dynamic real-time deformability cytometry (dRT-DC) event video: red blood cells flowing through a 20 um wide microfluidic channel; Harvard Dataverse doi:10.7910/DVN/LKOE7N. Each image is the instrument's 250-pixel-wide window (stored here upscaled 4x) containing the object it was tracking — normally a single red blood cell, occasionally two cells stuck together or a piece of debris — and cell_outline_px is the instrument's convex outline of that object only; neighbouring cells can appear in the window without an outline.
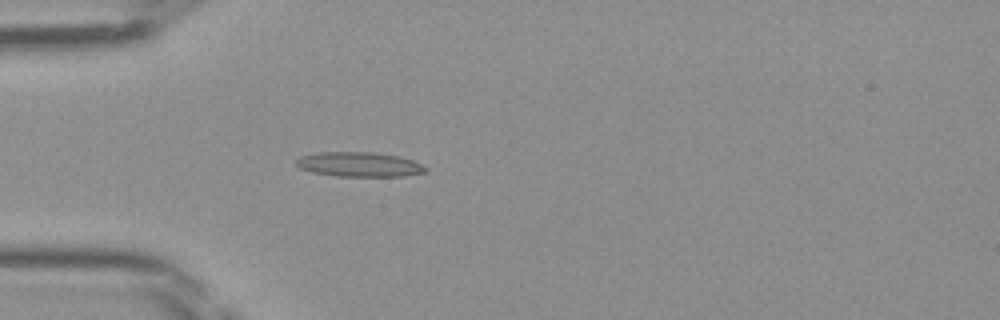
{"species": "Egyptian fruit bat (a non-hibernating species)", "species_latin": "Rousettus aegyptiacus", "temperature_condition": "room temperature", "stored_images_in_passage": 46, "camera_frame_rate_fps": 3000, "um_per_image_px": 0.085, "frame": {"image": 1, "passage_image": 13, "time_ms": 4.0, "image_size_px": [1000, 320], "cell_outline_px": [[428, 168], [424, 172], [404, 176], [336, 176], [312, 172], [300, 168], [296, 164], [296, 160], [300, 156], [316, 152], [376, 152], [400, 156], [412, 160]], "centroid_in_image_um": [30.52, 13.96], "position_along_channel_um": 54.5, "area_um2": 18.61}}
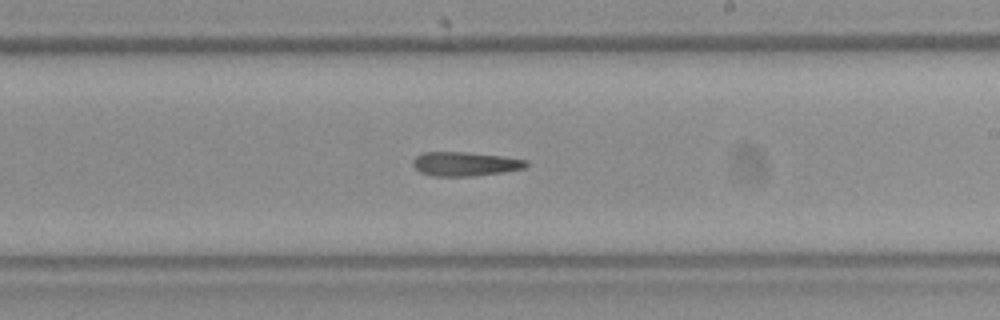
{"frame": {"image": 2, "passage_image": 27, "time_ms": 8.667, "image_size_px": [1000, 320], "cell_outline_px": [[528, 164], [524, 168], [504, 172], [472, 176], [432, 176], [420, 172], [412, 164], [412, 160], [416, 156], [424, 152], [464, 152], [504, 156], [528, 160]], "centroid_in_image_um": [39.53, 13.93], "position_along_channel_um": 249.5, "area_um2": 15.95}}
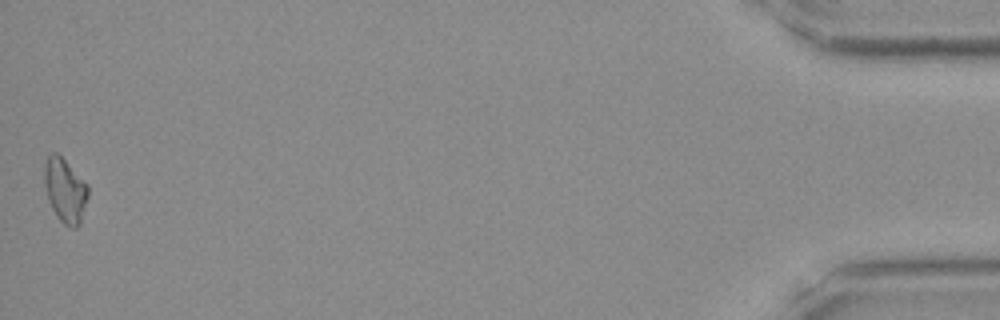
{"frame": {"image": 3, "passage_image": 46, "time_ms": 15.0, "image_size_px": [1000, 320], "cell_outline_px": [[88, 196], [80, 224], [76, 228], [72, 228], [64, 224], [56, 216], [48, 200], [44, 184], [44, 164], [48, 156], [52, 152], [56, 152], [88, 184]], "centroid_in_image_um": [5.53, 16.19], "position_along_channel_um": 429.7, "area_um2": 16.3}}